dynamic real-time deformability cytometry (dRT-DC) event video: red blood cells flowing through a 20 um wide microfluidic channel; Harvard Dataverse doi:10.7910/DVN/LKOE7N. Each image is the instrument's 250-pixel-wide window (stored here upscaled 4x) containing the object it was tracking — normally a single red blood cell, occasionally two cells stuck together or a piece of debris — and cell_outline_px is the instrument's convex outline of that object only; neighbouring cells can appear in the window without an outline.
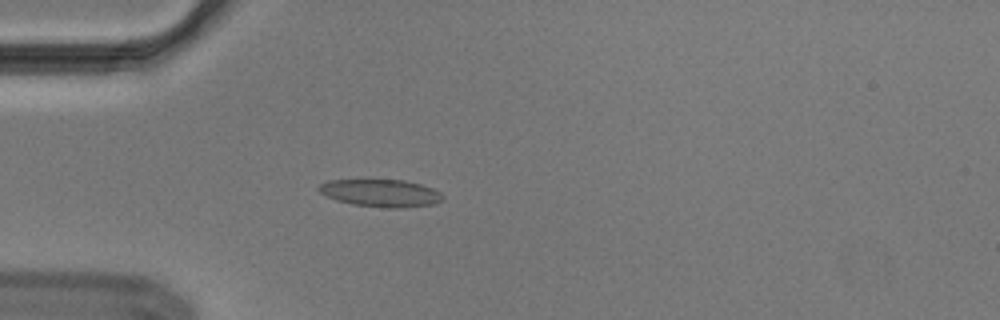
{"species": "Egyptian fruit bat (a non-hibernating species)", "species_latin": "Rousettus aegyptiacus", "temperature_condition": "cold", "stored_images_in_passage": 53, "camera_frame_rate_fps": 3000, "um_per_image_px": 0.085, "animal": {"sex": "male"}, "frame": {"image": 1, "passage_image": 14, "time_ms": 4.333, "image_size_px": [1000, 320], "cell_outline_px": [[444, 196], [436, 204], [400, 208], [388, 208], [352, 204], [336, 200], [320, 192], [316, 188], [320, 184], [328, 180], [364, 176], [404, 180], [420, 184], [432, 188], [440, 192]], "centroid_in_image_um": [32.3, 16.35], "position_along_channel_um": 52.7, "area_um2": 20.87}}
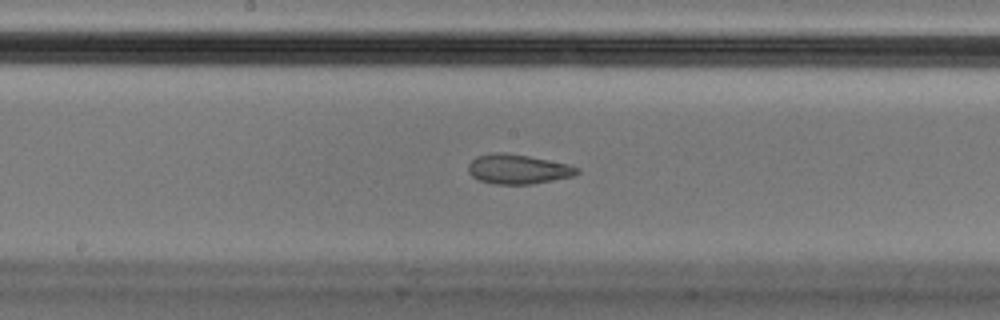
{"frame": {"image": 2, "passage_image": 27, "time_ms": 8.667, "image_size_px": [1000, 320], "cell_outline_px": [[580, 172], [576, 176], [532, 184], [496, 184], [480, 180], [472, 176], [468, 172], [468, 164], [476, 156], [488, 152], [500, 152], [528, 156], [568, 164], [580, 168]], "centroid_in_image_um": [44.04, 14.37], "position_along_channel_um": 204.2, "area_um2": 18.9}}
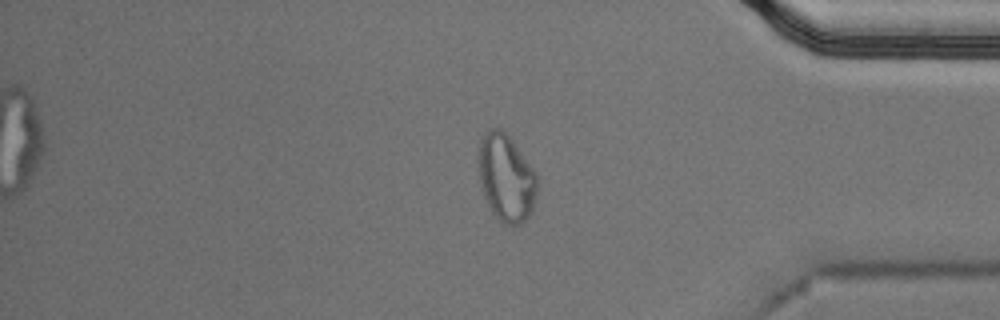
{"frame": {"image": 3, "passage_image": 44, "time_ms": 14.333, "image_size_px": [1000, 320], "cell_outline_px": [[536, 192], [532, 212], [520, 224], [504, 224], [492, 212], [484, 196], [480, 184], [476, 160], [480, 136], [484, 132], [492, 128], [500, 128], [512, 140], [536, 172]], "centroid_in_image_um": [42.97, 15.07], "position_along_channel_um": 392.2, "area_um2": 30.06}}